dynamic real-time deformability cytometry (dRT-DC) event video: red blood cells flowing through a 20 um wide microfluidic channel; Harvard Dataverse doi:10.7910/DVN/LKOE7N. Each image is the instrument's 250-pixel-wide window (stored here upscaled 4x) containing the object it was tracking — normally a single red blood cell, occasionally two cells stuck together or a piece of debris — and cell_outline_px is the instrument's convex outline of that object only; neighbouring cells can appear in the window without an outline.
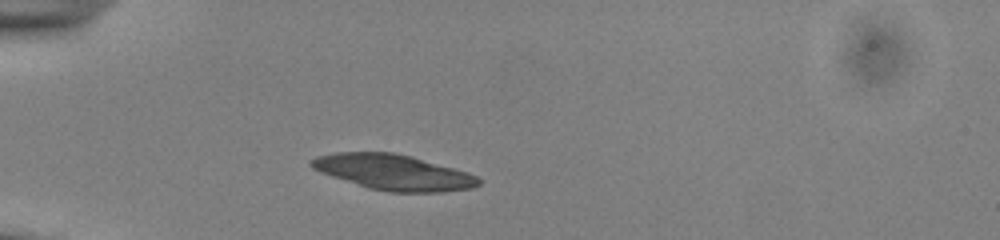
{"species": "common noctule bat (a hibernating species)", "species_latin": "Nyctalus noctula", "temperature_condition": "cold", "stored_images_in_passage": 42, "camera_frame_rate_fps": 3000, "um_per_image_px": 0.085, "animal": {"sex": "male", "body_mass_g": 13.0, "forearm_length_mm": 53.1}, "frame": {"image": 1, "passage_image": 8, "time_ms": 2.333, "image_size_px": [1000, 240], "cell_outline_px": [[480, 184], [472, 188], [440, 192], [388, 192], [368, 188], [320, 172], [312, 168], [308, 164], [308, 160], [316, 156], [336, 152], [392, 152], [412, 156], [468, 172], [476, 176], [480, 180]], "centroid_in_image_um": [33.41, 14.63], "position_along_channel_um": 51.6, "area_um2": 34.62}}